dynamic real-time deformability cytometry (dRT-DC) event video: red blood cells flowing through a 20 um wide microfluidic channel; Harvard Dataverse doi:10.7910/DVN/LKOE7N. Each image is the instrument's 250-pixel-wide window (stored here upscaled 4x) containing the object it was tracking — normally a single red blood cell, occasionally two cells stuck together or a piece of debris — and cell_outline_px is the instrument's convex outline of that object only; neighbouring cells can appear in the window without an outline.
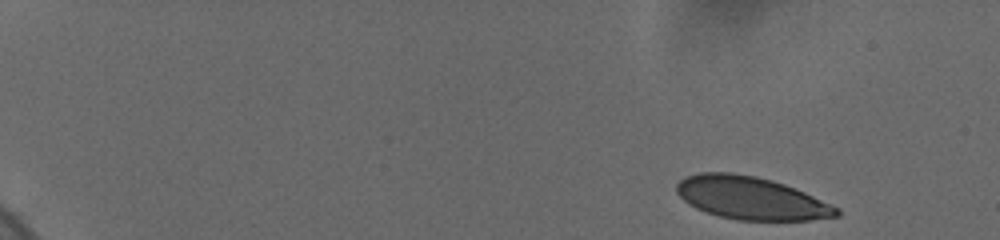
{"species": "human", "species_latin": "Homo sapiens", "temperature_condition": "cold", "stored_images_in_passage": 18, "camera_frame_rate_fps": 3000, "um_per_image_px": 0.085, "donor": {"sex": "female"}, "frame": {"image": 1, "passage_image": 1, "time_ms": 0.0, "image_size_px": [1000, 240], "cell_outline_px": [[840, 216], [808, 220], [740, 220], [720, 216], [696, 208], [688, 204], [676, 192], [676, 184], [684, 176], [700, 172], [728, 172], [756, 176], [772, 180], [784, 184], [804, 192], [840, 208]], "centroid_in_image_um": [63.83, 16.83], "position_along_channel_um": 21.2, "area_um2": 39.77}}
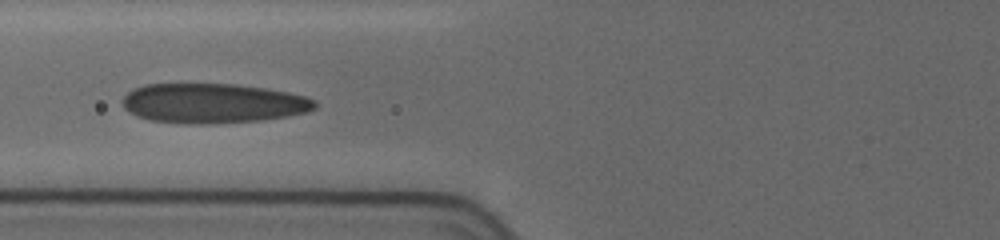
{"frame": {"image": 2, "passage_image": 11, "time_ms": 6.667, "image_size_px": [1000, 240], "cell_outline_px": [[316, 108], [308, 112], [288, 116], [264, 120], [200, 124], [188, 124], [148, 120], [136, 116], [128, 112], [124, 108], [120, 100], [132, 88], [144, 84], [236, 84], [268, 88], [288, 92], [304, 96], [316, 100]], "centroid_in_image_um": [18.08, 8.78], "position_along_channel_um": 107.7, "area_um2": 45.03}}
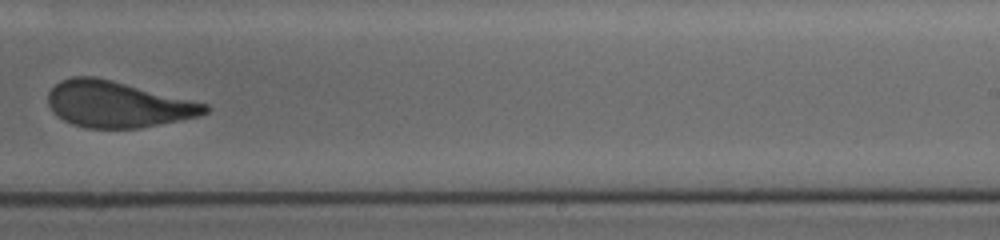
{"frame": {"image": 3, "passage_image": 18, "time_ms": 11.333, "image_size_px": [1000, 240], "cell_outline_px": [[208, 112], [200, 116], [140, 128], [88, 128], [72, 124], [64, 120], [52, 112], [48, 104], [48, 92], [60, 80], [72, 76], [92, 76], [112, 80], [208, 104]], "centroid_in_image_um": [9.97, 8.86], "position_along_channel_um": 279.0, "area_um2": 42.08}}